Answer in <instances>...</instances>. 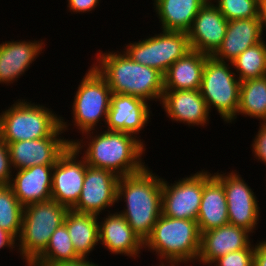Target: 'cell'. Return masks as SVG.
I'll return each instance as SVG.
<instances>
[{"instance_id": "5", "label": "cell", "mask_w": 266, "mask_h": 266, "mask_svg": "<svg viewBox=\"0 0 266 266\" xmlns=\"http://www.w3.org/2000/svg\"><path fill=\"white\" fill-rule=\"evenodd\" d=\"M25 100L0 113V138L7 144L50 137L61 126V116L49 107Z\"/></svg>"}, {"instance_id": "19", "label": "cell", "mask_w": 266, "mask_h": 266, "mask_svg": "<svg viewBox=\"0 0 266 266\" xmlns=\"http://www.w3.org/2000/svg\"><path fill=\"white\" fill-rule=\"evenodd\" d=\"M44 45V46H43ZM45 48L41 40H12L0 43V84L10 85L31 67Z\"/></svg>"}, {"instance_id": "12", "label": "cell", "mask_w": 266, "mask_h": 266, "mask_svg": "<svg viewBox=\"0 0 266 266\" xmlns=\"http://www.w3.org/2000/svg\"><path fill=\"white\" fill-rule=\"evenodd\" d=\"M79 155L70 145L53 166L51 199L68 209H72L79 200L88 166Z\"/></svg>"}, {"instance_id": "35", "label": "cell", "mask_w": 266, "mask_h": 266, "mask_svg": "<svg viewBox=\"0 0 266 266\" xmlns=\"http://www.w3.org/2000/svg\"><path fill=\"white\" fill-rule=\"evenodd\" d=\"M101 0H67V10L71 13H90L93 12Z\"/></svg>"}, {"instance_id": "8", "label": "cell", "mask_w": 266, "mask_h": 266, "mask_svg": "<svg viewBox=\"0 0 266 266\" xmlns=\"http://www.w3.org/2000/svg\"><path fill=\"white\" fill-rule=\"evenodd\" d=\"M232 68L231 63L209 56L205 61L200 88L209 111L215 108L225 124L236 116L239 105L241 81Z\"/></svg>"}, {"instance_id": "36", "label": "cell", "mask_w": 266, "mask_h": 266, "mask_svg": "<svg viewBox=\"0 0 266 266\" xmlns=\"http://www.w3.org/2000/svg\"><path fill=\"white\" fill-rule=\"evenodd\" d=\"M253 266H266V241H257L254 249Z\"/></svg>"}, {"instance_id": "41", "label": "cell", "mask_w": 266, "mask_h": 266, "mask_svg": "<svg viewBox=\"0 0 266 266\" xmlns=\"http://www.w3.org/2000/svg\"><path fill=\"white\" fill-rule=\"evenodd\" d=\"M260 12H266V0H260Z\"/></svg>"}, {"instance_id": "39", "label": "cell", "mask_w": 266, "mask_h": 266, "mask_svg": "<svg viewBox=\"0 0 266 266\" xmlns=\"http://www.w3.org/2000/svg\"><path fill=\"white\" fill-rule=\"evenodd\" d=\"M260 18H261V28L263 36L264 35L263 31L266 29V12H260Z\"/></svg>"}, {"instance_id": "30", "label": "cell", "mask_w": 266, "mask_h": 266, "mask_svg": "<svg viewBox=\"0 0 266 266\" xmlns=\"http://www.w3.org/2000/svg\"><path fill=\"white\" fill-rule=\"evenodd\" d=\"M23 210L10 185H0V228L16 239L21 233Z\"/></svg>"}, {"instance_id": "42", "label": "cell", "mask_w": 266, "mask_h": 266, "mask_svg": "<svg viewBox=\"0 0 266 266\" xmlns=\"http://www.w3.org/2000/svg\"><path fill=\"white\" fill-rule=\"evenodd\" d=\"M217 0H205V4H214Z\"/></svg>"}, {"instance_id": "22", "label": "cell", "mask_w": 266, "mask_h": 266, "mask_svg": "<svg viewBox=\"0 0 266 266\" xmlns=\"http://www.w3.org/2000/svg\"><path fill=\"white\" fill-rule=\"evenodd\" d=\"M263 39L261 18L230 20L224 40L212 57L222 62L231 63L243 51Z\"/></svg>"}, {"instance_id": "40", "label": "cell", "mask_w": 266, "mask_h": 266, "mask_svg": "<svg viewBox=\"0 0 266 266\" xmlns=\"http://www.w3.org/2000/svg\"><path fill=\"white\" fill-rule=\"evenodd\" d=\"M180 262H167V261H160L158 266H181ZM154 266V265H153ZM156 266V265H155Z\"/></svg>"}, {"instance_id": "33", "label": "cell", "mask_w": 266, "mask_h": 266, "mask_svg": "<svg viewBox=\"0 0 266 266\" xmlns=\"http://www.w3.org/2000/svg\"><path fill=\"white\" fill-rule=\"evenodd\" d=\"M11 165L7 143L0 138V185H9L12 179Z\"/></svg>"}, {"instance_id": "17", "label": "cell", "mask_w": 266, "mask_h": 266, "mask_svg": "<svg viewBox=\"0 0 266 266\" xmlns=\"http://www.w3.org/2000/svg\"><path fill=\"white\" fill-rule=\"evenodd\" d=\"M228 20L214 4H205L187 32L192 50L212 56L220 47Z\"/></svg>"}, {"instance_id": "24", "label": "cell", "mask_w": 266, "mask_h": 266, "mask_svg": "<svg viewBox=\"0 0 266 266\" xmlns=\"http://www.w3.org/2000/svg\"><path fill=\"white\" fill-rule=\"evenodd\" d=\"M229 223L222 183L213 175L204 185L197 217L200 233Z\"/></svg>"}, {"instance_id": "15", "label": "cell", "mask_w": 266, "mask_h": 266, "mask_svg": "<svg viewBox=\"0 0 266 266\" xmlns=\"http://www.w3.org/2000/svg\"><path fill=\"white\" fill-rule=\"evenodd\" d=\"M150 106V103L148 105V102L141 98L112 93L104 128L126 132L139 138L138 134L151 122Z\"/></svg>"}, {"instance_id": "16", "label": "cell", "mask_w": 266, "mask_h": 266, "mask_svg": "<svg viewBox=\"0 0 266 266\" xmlns=\"http://www.w3.org/2000/svg\"><path fill=\"white\" fill-rule=\"evenodd\" d=\"M160 104L172 122L203 128L210 122V111L200 90H164Z\"/></svg>"}, {"instance_id": "38", "label": "cell", "mask_w": 266, "mask_h": 266, "mask_svg": "<svg viewBox=\"0 0 266 266\" xmlns=\"http://www.w3.org/2000/svg\"><path fill=\"white\" fill-rule=\"evenodd\" d=\"M91 259H80L74 262H58L55 264H30L29 266H98V263L90 262Z\"/></svg>"}, {"instance_id": "37", "label": "cell", "mask_w": 266, "mask_h": 266, "mask_svg": "<svg viewBox=\"0 0 266 266\" xmlns=\"http://www.w3.org/2000/svg\"><path fill=\"white\" fill-rule=\"evenodd\" d=\"M3 248H9L11 252L15 251V248L17 249V239L8 231L0 228V249Z\"/></svg>"}, {"instance_id": "2", "label": "cell", "mask_w": 266, "mask_h": 266, "mask_svg": "<svg viewBox=\"0 0 266 266\" xmlns=\"http://www.w3.org/2000/svg\"><path fill=\"white\" fill-rule=\"evenodd\" d=\"M123 200L125 207L118 212L145 242L162 214V177L148 166L138 173L120 177L117 202Z\"/></svg>"}, {"instance_id": "21", "label": "cell", "mask_w": 266, "mask_h": 266, "mask_svg": "<svg viewBox=\"0 0 266 266\" xmlns=\"http://www.w3.org/2000/svg\"><path fill=\"white\" fill-rule=\"evenodd\" d=\"M53 166L36 165L13 170L9 185L23 207L51 200Z\"/></svg>"}, {"instance_id": "23", "label": "cell", "mask_w": 266, "mask_h": 266, "mask_svg": "<svg viewBox=\"0 0 266 266\" xmlns=\"http://www.w3.org/2000/svg\"><path fill=\"white\" fill-rule=\"evenodd\" d=\"M209 55L191 50L166 71L164 90H200L205 61Z\"/></svg>"}, {"instance_id": "9", "label": "cell", "mask_w": 266, "mask_h": 266, "mask_svg": "<svg viewBox=\"0 0 266 266\" xmlns=\"http://www.w3.org/2000/svg\"><path fill=\"white\" fill-rule=\"evenodd\" d=\"M186 32L160 31L146 39L125 44L123 51L135 62L152 67L163 75L178 59L191 51Z\"/></svg>"}, {"instance_id": "28", "label": "cell", "mask_w": 266, "mask_h": 266, "mask_svg": "<svg viewBox=\"0 0 266 266\" xmlns=\"http://www.w3.org/2000/svg\"><path fill=\"white\" fill-rule=\"evenodd\" d=\"M233 70L242 82L266 76V42L250 46L231 62Z\"/></svg>"}, {"instance_id": "27", "label": "cell", "mask_w": 266, "mask_h": 266, "mask_svg": "<svg viewBox=\"0 0 266 266\" xmlns=\"http://www.w3.org/2000/svg\"><path fill=\"white\" fill-rule=\"evenodd\" d=\"M239 114L266 123V76L241 82L237 114L229 124L235 122Z\"/></svg>"}, {"instance_id": "31", "label": "cell", "mask_w": 266, "mask_h": 266, "mask_svg": "<svg viewBox=\"0 0 266 266\" xmlns=\"http://www.w3.org/2000/svg\"><path fill=\"white\" fill-rule=\"evenodd\" d=\"M214 5L228 21L260 18V0H217Z\"/></svg>"}, {"instance_id": "13", "label": "cell", "mask_w": 266, "mask_h": 266, "mask_svg": "<svg viewBox=\"0 0 266 266\" xmlns=\"http://www.w3.org/2000/svg\"><path fill=\"white\" fill-rule=\"evenodd\" d=\"M60 126L50 137L9 143V155L13 170L36 165H55L58 158L71 145Z\"/></svg>"}, {"instance_id": "6", "label": "cell", "mask_w": 266, "mask_h": 266, "mask_svg": "<svg viewBox=\"0 0 266 266\" xmlns=\"http://www.w3.org/2000/svg\"><path fill=\"white\" fill-rule=\"evenodd\" d=\"M68 210L52 199L24 207L16 251L25 266H29L46 249L52 234L64 223Z\"/></svg>"}, {"instance_id": "34", "label": "cell", "mask_w": 266, "mask_h": 266, "mask_svg": "<svg viewBox=\"0 0 266 266\" xmlns=\"http://www.w3.org/2000/svg\"><path fill=\"white\" fill-rule=\"evenodd\" d=\"M259 129L252 141V156L266 165V123H259Z\"/></svg>"}, {"instance_id": "14", "label": "cell", "mask_w": 266, "mask_h": 266, "mask_svg": "<svg viewBox=\"0 0 266 266\" xmlns=\"http://www.w3.org/2000/svg\"><path fill=\"white\" fill-rule=\"evenodd\" d=\"M119 176L115 173L87 166L79 200L72 210L100 215L117 202Z\"/></svg>"}, {"instance_id": "3", "label": "cell", "mask_w": 266, "mask_h": 266, "mask_svg": "<svg viewBox=\"0 0 266 266\" xmlns=\"http://www.w3.org/2000/svg\"><path fill=\"white\" fill-rule=\"evenodd\" d=\"M98 50L92 65L106 79L114 94L131 95L148 103L161 102L164 76L158 70L133 61L122 49ZM99 52V53H98Z\"/></svg>"}, {"instance_id": "11", "label": "cell", "mask_w": 266, "mask_h": 266, "mask_svg": "<svg viewBox=\"0 0 266 266\" xmlns=\"http://www.w3.org/2000/svg\"><path fill=\"white\" fill-rule=\"evenodd\" d=\"M213 175L222 183L225 191L229 224L255 233L261 215L258 198L251 187L237 170L227 173L218 170Z\"/></svg>"}, {"instance_id": "32", "label": "cell", "mask_w": 266, "mask_h": 266, "mask_svg": "<svg viewBox=\"0 0 266 266\" xmlns=\"http://www.w3.org/2000/svg\"><path fill=\"white\" fill-rule=\"evenodd\" d=\"M216 259L210 266H253L255 244Z\"/></svg>"}, {"instance_id": "29", "label": "cell", "mask_w": 266, "mask_h": 266, "mask_svg": "<svg viewBox=\"0 0 266 266\" xmlns=\"http://www.w3.org/2000/svg\"><path fill=\"white\" fill-rule=\"evenodd\" d=\"M80 259L71 242L67 227L63 223L52 234L46 249L31 264H55L74 262Z\"/></svg>"}, {"instance_id": "25", "label": "cell", "mask_w": 266, "mask_h": 266, "mask_svg": "<svg viewBox=\"0 0 266 266\" xmlns=\"http://www.w3.org/2000/svg\"><path fill=\"white\" fill-rule=\"evenodd\" d=\"M163 31L188 32L205 0H152Z\"/></svg>"}, {"instance_id": "20", "label": "cell", "mask_w": 266, "mask_h": 266, "mask_svg": "<svg viewBox=\"0 0 266 266\" xmlns=\"http://www.w3.org/2000/svg\"><path fill=\"white\" fill-rule=\"evenodd\" d=\"M99 221V243L110 254L140 257L144 242L132 230L125 218L118 212H107Z\"/></svg>"}, {"instance_id": "26", "label": "cell", "mask_w": 266, "mask_h": 266, "mask_svg": "<svg viewBox=\"0 0 266 266\" xmlns=\"http://www.w3.org/2000/svg\"><path fill=\"white\" fill-rule=\"evenodd\" d=\"M99 218L100 215L80 213L72 209L65 216L64 224L76 254L81 259H89V254L99 244Z\"/></svg>"}, {"instance_id": "7", "label": "cell", "mask_w": 266, "mask_h": 266, "mask_svg": "<svg viewBox=\"0 0 266 266\" xmlns=\"http://www.w3.org/2000/svg\"><path fill=\"white\" fill-rule=\"evenodd\" d=\"M76 89L71 105L73 124L65 122L61 115L62 130L68 132L69 126L73 125L79 130L78 133L83 134L97 130L99 124L101 130L104 129L102 121L106 123L112 96L106 79L91 65Z\"/></svg>"}, {"instance_id": "10", "label": "cell", "mask_w": 266, "mask_h": 266, "mask_svg": "<svg viewBox=\"0 0 266 266\" xmlns=\"http://www.w3.org/2000/svg\"><path fill=\"white\" fill-rule=\"evenodd\" d=\"M213 176L208 170H200L174 183L162 178V214L175 219L197 221L203 185Z\"/></svg>"}, {"instance_id": "4", "label": "cell", "mask_w": 266, "mask_h": 266, "mask_svg": "<svg viewBox=\"0 0 266 266\" xmlns=\"http://www.w3.org/2000/svg\"><path fill=\"white\" fill-rule=\"evenodd\" d=\"M200 239L197 221L175 219L161 214L144 242V249L155 254L160 261L191 266L189 262L193 265L197 262Z\"/></svg>"}, {"instance_id": "1", "label": "cell", "mask_w": 266, "mask_h": 266, "mask_svg": "<svg viewBox=\"0 0 266 266\" xmlns=\"http://www.w3.org/2000/svg\"><path fill=\"white\" fill-rule=\"evenodd\" d=\"M81 135L82 138L86 137L70 139V143L82 154L88 166L109 170L119 177L138 173L147 166L142 158L147 149L143 139L126 132L106 129L99 133L92 130Z\"/></svg>"}, {"instance_id": "18", "label": "cell", "mask_w": 266, "mask_h": 266, "mask_svg": "<svg viewBox=\"0 0 266 266\" xmlns=\"http://www.w3.org/2000/svg\"><path fill=\"white\" fill-rule=\"evenodd\" d=\"M250 236L252 233L245 228L229 223L202 232L197 264L210 266L216 259L230 252L247 248L253 242Z\"/></svg>"}]
</instances>
